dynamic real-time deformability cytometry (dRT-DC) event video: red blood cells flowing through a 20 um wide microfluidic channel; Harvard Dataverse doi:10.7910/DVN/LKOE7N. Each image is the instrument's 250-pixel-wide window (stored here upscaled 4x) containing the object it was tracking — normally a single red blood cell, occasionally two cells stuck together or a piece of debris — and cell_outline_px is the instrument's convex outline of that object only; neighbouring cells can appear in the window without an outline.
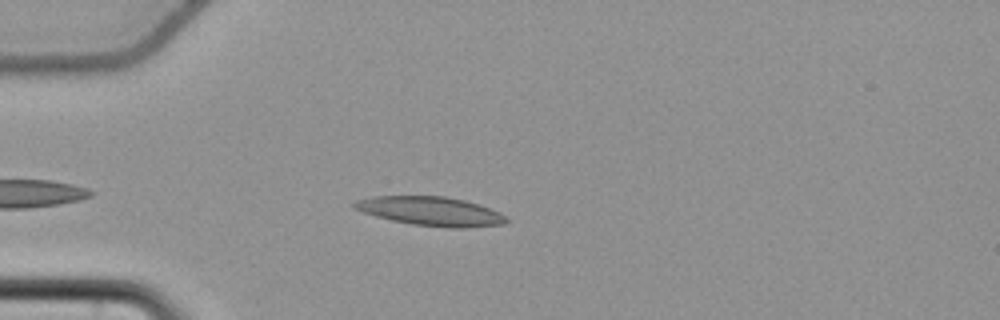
{"species": "common noctule bat (a hibernating species)", "species_latin": "Nyctalus noctula", "temperature_condition": "cold", "stored_images_in_passage": 42, "camera_frame_rate_fps": 3000, "um_per_image_px": 0.085, "animal": {"sex": "female", "body_mass_g": 22.7, "forearm_length_mm": 54.2}, "frame": {"image": 1, "passage_image": 6, "time_ms": 1.667, "image_size_px": [1000, 320], "cell_outline_px": [[508, 220], [504, 224], [464, 228], [448, 228], [412, 224], [392, 220], [376, 216], [352, 208], [352, 204], [356, 200], [372, 196], [444, 196], [464, 200], [500, 212]], "centroid_in_image_um": [36.58, 17.95], "position_along_channel_um": 48.4, "area_um2": 25.55}}
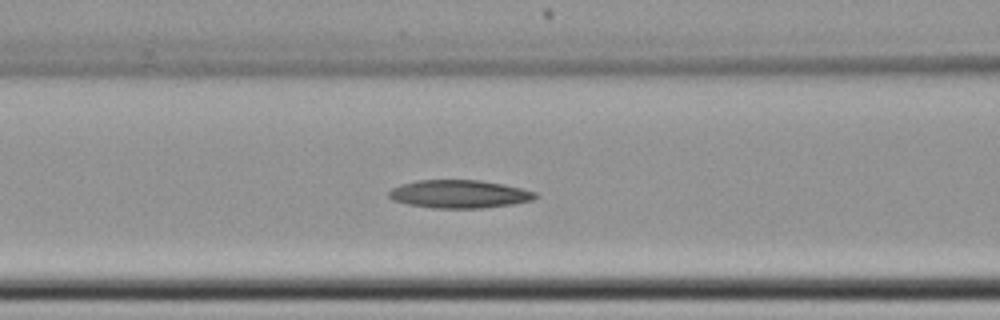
{"frame": {"image": 2, "passage_image": 14, "time_ms": 4.333, "image_size_px": [1000, 320], "cell_outline_px": [[540, 196], [532, 200], [512, 204], [480, 208], [432, 208], [408, 204], [392, 200], [388, 196], [388, 192], [392, 188], [400, 184], [416, 180], [480, 180], [504, 184], [536, 192]], "centroid_in_image_um": [39.02, 16.49], "position_along_channel_um": 127.6, "area_um2": 24.04}}
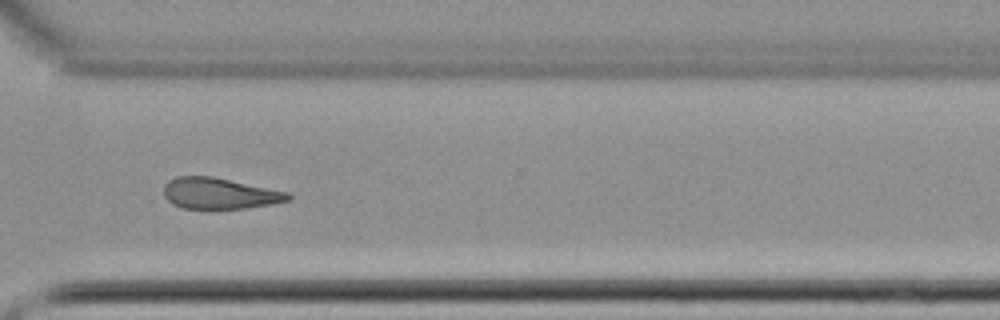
{"frame": {"image": 3, "passage_image": 32, "time_ms": 10.333, "image_size_px": [1000, 320], "cell_outline_px": [[292, 200], [272, 204], [244, 208], [184, 208], [172, 204], [164, 196], [164, 184], [168, 180], [176, 176], [212, 176], [288, 192], [292, 196]], "centroid_in_image_um": [18.65, 16.43], "position_along_channel_um": 351.9, "area_um2": 22.48}}